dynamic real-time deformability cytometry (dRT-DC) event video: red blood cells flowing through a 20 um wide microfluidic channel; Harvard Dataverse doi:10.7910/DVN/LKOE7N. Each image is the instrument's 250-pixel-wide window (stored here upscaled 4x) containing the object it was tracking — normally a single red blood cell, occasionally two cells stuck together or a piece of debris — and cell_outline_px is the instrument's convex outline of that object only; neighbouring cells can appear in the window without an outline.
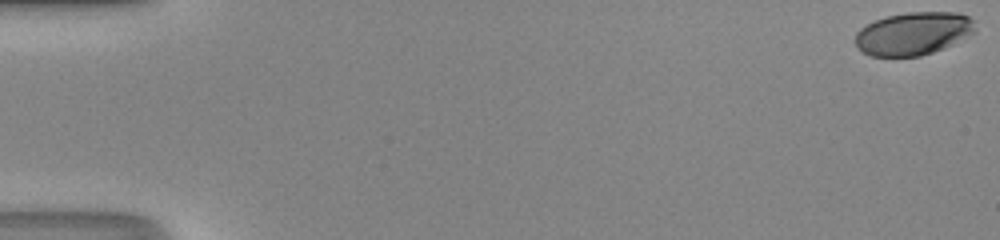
{"species": "human", "species_latin": "Homo sapiens", "temperature_condition": "room temperature", "stored_images_in_passage": 44, "camera_frame_rate_fps": 3000, "um_per_image_px": 0.085, "donor": {"sex": "male"}, "frame": {"image": 1, "passage_image": 1, "time_ms": 0.0, "image_size_px": [1000, 240], "cell_outline_px": [[976, 32], [932, 52], [920, 56], [872, 56], [856, 48], [856, 32], [860, 28], [876, 20], [888, 16], [908, 12], [960, 12], [968, 16], [972, 20]], "centroid_in_image_um": [77.61, 2.84], "position_along_channel_um": 7.4, "area_um2": 29.65}}
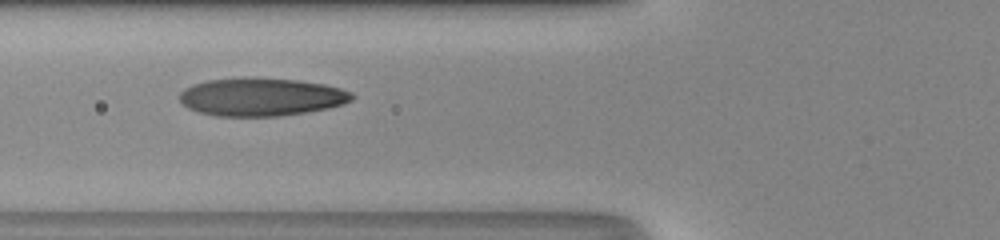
{"frame": {"image": 2, "passage_image": 22, "time_ms": 7.0, "image_size_px": [1000, 240], "cell_outline_px": [[356, 96], [352, 100], [344, 104], [328, 108], [280, 116], [216, 116], [200, 112], [188, 108], [180, 100], [180, 92], [184, 88], [192, 84], [208, 80], [296, 80], [324, 84], [340, 88], [352, 92]], "centroid_in_image_um": [22.24, 8.28], "position_along_channel_um": 103.6, "area_um2": 37.22}}
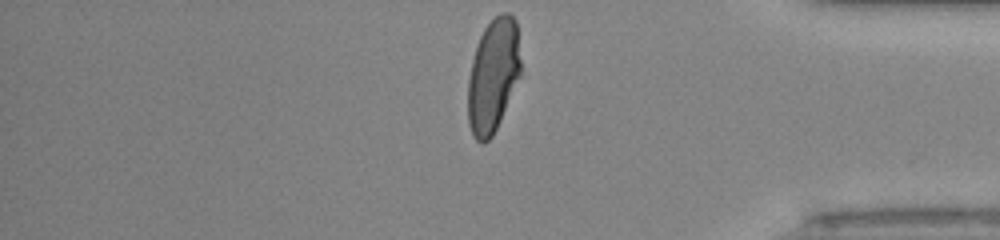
{"frame": {"image": 3, "passage_image": 44, "time_ms": 14.333, "image_size_px": [1000, 240], "cell_outline_px": [[520, 76], [500, 120], [492, 136], [484, 144], [480, 144], [472, 136], [468, 124], [468, 80], [472, 60], [480, 36], [484, 28], [500, 12], [508, 12], [516, 20], [520, 60]], "centroid_in_image_um": [41.9, 6.44], "position_along_channel_um": 393.3, "area_um2": 34.85}, "authors_computed_cell_mechanics": {"area_um2": 36.8475, "velocity_mm_per_s": 4.2566, "shape_relaxation_time_tau1_ms": 4.0734, "shape_relaxation_time_tau2_ms": null, "deformation_change_tau1": 0.2264, "deformation_change_tau2": null}}